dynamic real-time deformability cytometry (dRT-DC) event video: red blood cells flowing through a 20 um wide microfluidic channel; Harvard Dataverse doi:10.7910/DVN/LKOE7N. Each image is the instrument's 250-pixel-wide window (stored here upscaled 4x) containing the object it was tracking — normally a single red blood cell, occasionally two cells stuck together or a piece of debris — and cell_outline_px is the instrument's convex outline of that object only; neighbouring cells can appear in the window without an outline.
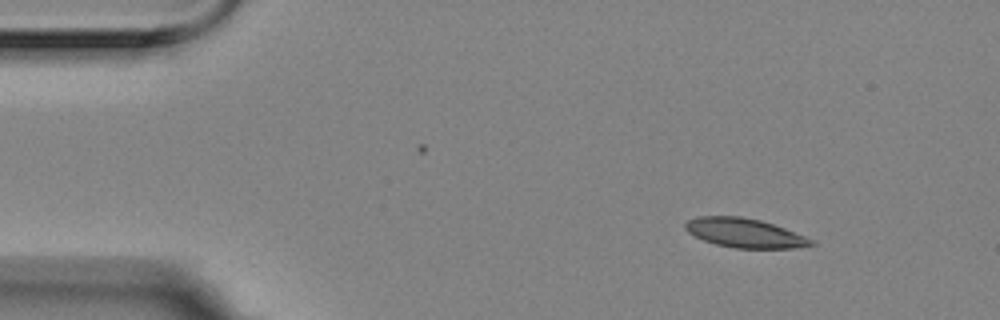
{"species": "Egyptian fruit bat (a non-hibernating species)", "species_latin": "Rousettus aegyptiacus", "temperature_condition": "room temperature", "stored_images_in_passage": 3, "camera_frame_rate_fps": 3000, "um_per_image_px": 0.085, "animal": {"sex": "female"}, "frame": {"image": 1, "passage_image": 1, "time_ms": 0.0, "image_size_px": [1000, 320], "cell_outline_px": [[816, 244], [792, 248], [736, 248], [716, 244], [704, 240], [688, 232], [684, 228], [684, 224], [688, 220], [700, 216], [740, 216], [760, 220], [784, 228], [804, 236], [812, 240]], "centroid_in_image_um": [63.27, 19.8], "position_along_channel_um": 21.7, "area_um2": 21.1}}